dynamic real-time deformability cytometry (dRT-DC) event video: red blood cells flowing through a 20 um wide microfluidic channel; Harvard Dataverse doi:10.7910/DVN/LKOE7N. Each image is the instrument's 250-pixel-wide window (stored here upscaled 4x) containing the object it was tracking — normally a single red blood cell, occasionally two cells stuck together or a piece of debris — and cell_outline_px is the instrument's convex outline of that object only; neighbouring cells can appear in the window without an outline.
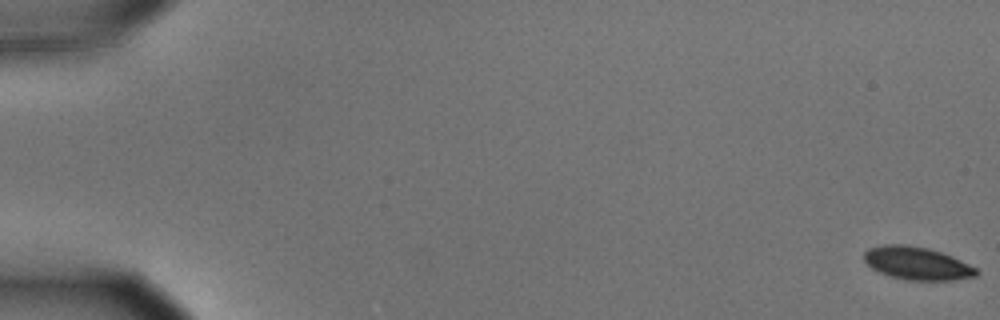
{"species": "common noctule bat (a hibernating species)", "species_latin": "Nyctalus noctula", "temperature_condition": "cold", "stored_images_in_passage": 58, "camera_frame_rate_fps": 3000, "um_per_image_px": 0.085, "animal": {"sex": "male", "body_mass_g": 15.6}, "frame": {"image": 1, "passage_image": 1, "time_ms": 0.0, "image_size_px": [1000, 320], "cell_outline_px": [[980, 272], [976, 276], [952, 280], [904, 280], [880, 272], [872, 268], [864, 260], [864, 252], [868, 248], [884, 244], [904, 244], [928, 248], [952, 256], [976, 268]], "centroid_in_image_um": [77.94, 22.37], "position_along_channel_um": 7.1, "area_um2": 21.44}}
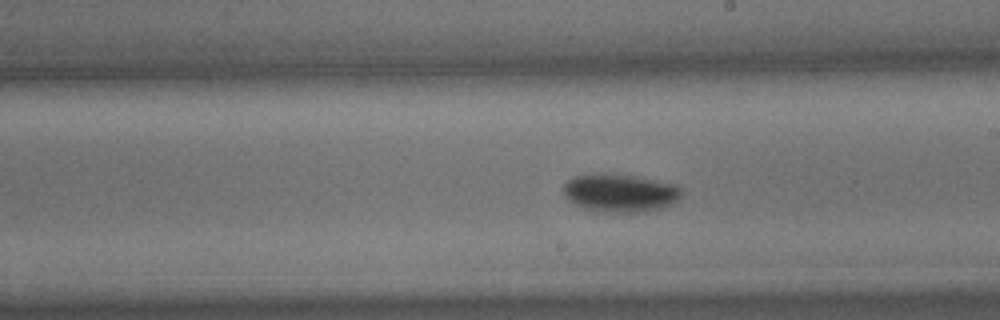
{"frame": {"image": 2, "passage_image": 34, "time_ms": 11.0, "image_size_px": [1000, 320], "cell_outline_px": [[680, 196], [672, 204], [660, 208], [644, 212], [596, 212], [584, 208], [568, 200], [564, 196], [564, 184], [572, 176], [632, 176], [676, 184], [680, 188]], "centroid_in_image_um": [52.7, 16.45], "position_along_channel_um": 236.3, "area_um2": 25.43}}
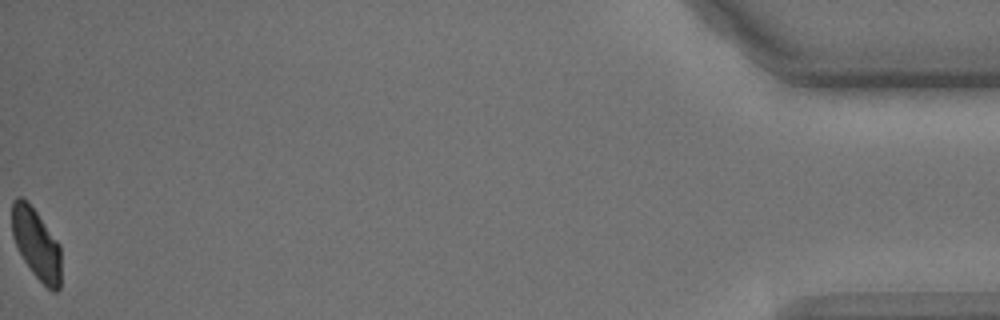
{"frame": {"image": 3, "passage_image": 58, "time_ms": 19.0, "image_size_px": [1000, 320], "cell_outline_px": [[60, 288], [56, 292], [52, 292], [32, 272], [24, 260], [12, 236], [12, 200], [16, 196], [20, 196], [36, 212], [60, 244]], "centroid_in_image_um": [3.09, 20.74], "position_along_channel_um": 432.1, "area_um2": 19.94}, "authors_computed_cell_mechanics": {"area_um2": 22.9466, "velocity_mm_per_s": 3.5712, "shape_relaxation_time_tau1_ms": 2.1475, "shape_relaxation_time_tau2_ms": null, "deformation_change_tau1": 0.0863, "deformation_change_tau2": null}}